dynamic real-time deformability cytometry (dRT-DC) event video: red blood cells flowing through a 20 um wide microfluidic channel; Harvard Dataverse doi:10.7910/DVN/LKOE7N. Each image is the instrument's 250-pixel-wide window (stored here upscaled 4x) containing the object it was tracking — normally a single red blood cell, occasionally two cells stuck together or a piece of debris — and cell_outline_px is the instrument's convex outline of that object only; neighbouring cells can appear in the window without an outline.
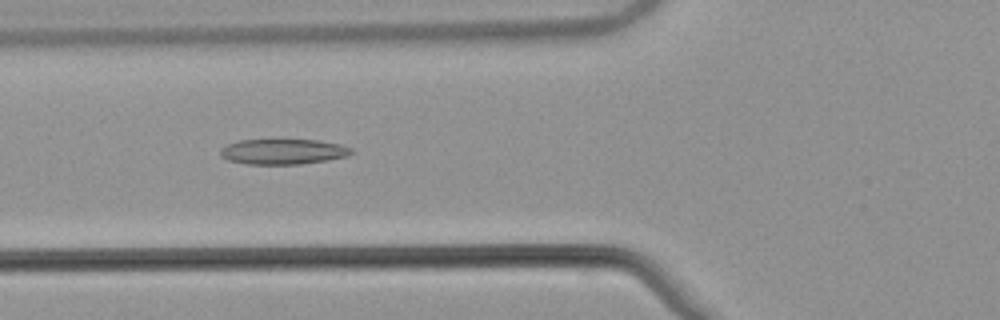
{"species": "common noctule bat (a hibernating species)", "species_latin": "Nyctalus noctula", "temperature_condition": "warm", "stored_images_in_passage": 54, "camera_frame_rate_fps": 3000, "um_per_image_px": 0.085, "animal": {"sex": "male", "body_mass_g": 21.5, "forearm_length_mm": 52.0}, "frame": {"image": 1, "passage_image": 21, "time_ms": 6.667, "image_size_px": [1000, 320], "cell_outline_px": [[356, 152], [348, 156], [328, 160], [300, 164], [244, 164], [228, 160], [220, 156], [220, 148], [228, 144], [240, 140], [320, 140], [340, 144], [352, 148]], "centroid_in_image_um": [24.09, 12.89], "position_along_channel_um": 101.7, "area_um2": 19.54}}
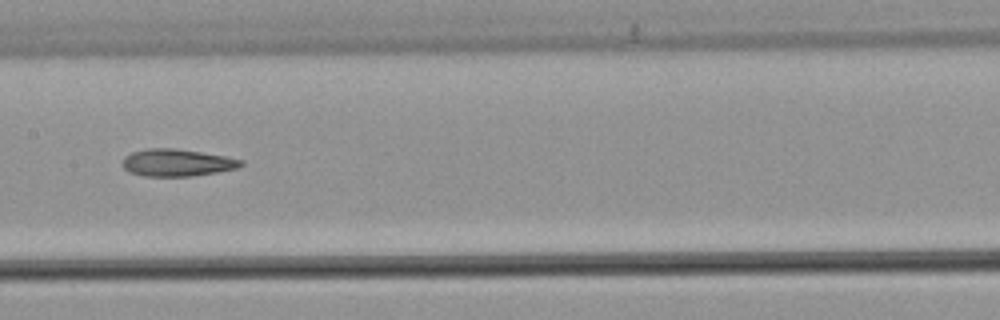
{"frame": {"image": 2, "passage_image": 28, "time_ms": 9.0, "image_size_px": [1000, 320], "cell_outline_px": [[244, 164], [240, 168], [192, 176], [144, 176], [128, 172], [124, 168], [124, 156], [132, 152], [148, 148], [172, 148], [200, 152], [224, 156], [244, 160]], "centroid_in_image_um": [15.07, 13.83], "position_along_channel_um": 192.3, "area_um2": 18.73}}
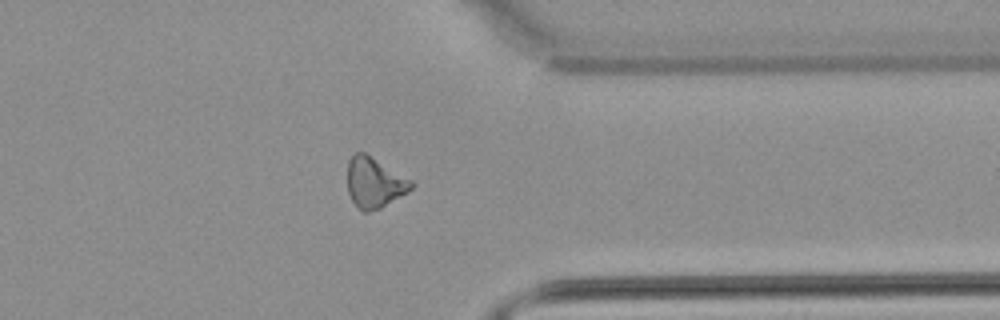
{"frame": {"image": 3, "passage_image": 43, "time_ms": 14.0, "image_size_px": [1000, 320], "cell_outline_px": [[416, 184], [408, 192], [380, 208], [368, 212], [364, 212], [352, 200], [348, 192], [348, 160], [356, 152], [364, 152], [412, 180]], "centroid_in_image_um": [31.84, 15.52], "position_along_channel_um": 379.6, "area_um2": 18.55}, "authors_computed_cell_mechanics": {"area_um2": 19.2763, "velocity_mm_per_s": 3.8678, "shape_relaxation_time_tau1_ms": null, "shape_relaxation_time_tau2_ms": 11.1398, "deformation_change_tau1": null, "deformation_change_tau2": 0.2556}}